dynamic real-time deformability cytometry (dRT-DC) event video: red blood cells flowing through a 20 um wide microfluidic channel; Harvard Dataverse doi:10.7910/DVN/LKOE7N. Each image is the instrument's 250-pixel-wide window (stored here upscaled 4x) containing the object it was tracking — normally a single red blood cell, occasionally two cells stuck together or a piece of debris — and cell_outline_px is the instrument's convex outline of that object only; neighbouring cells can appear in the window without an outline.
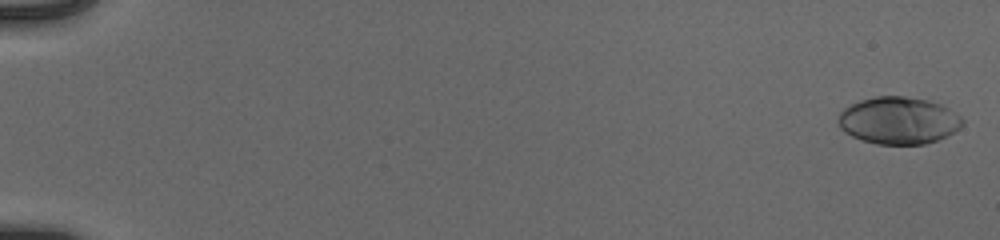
{"species": "human", "species_latin": "Homo sapiens", "temperature_condition": "cold", "stored_images_in_passage": 55, "camera_frame_rate_fps": 3000, "um_per_image_px": 0.085, "donor": {"sex": "male"}, "frame": {"image": 1, "passage_image": 2, "time_ms": 0.333, "image_size_px": [1000, 240], "cell_outline_px": [[964, 124], [948, 136], [924, 144], [876, 144], [860, 140], [844, 132], [840, 128], [840, 112], [844, 108], [860, 100], [876, 96], [904, 96], [928, 100], [940, 104], [948, 108], [960, 116], [964, 120]], "centroid_in_image_um": [76.39, 10.25], "position_along_channel_um": 8.6, "area_um2": 34.1}}
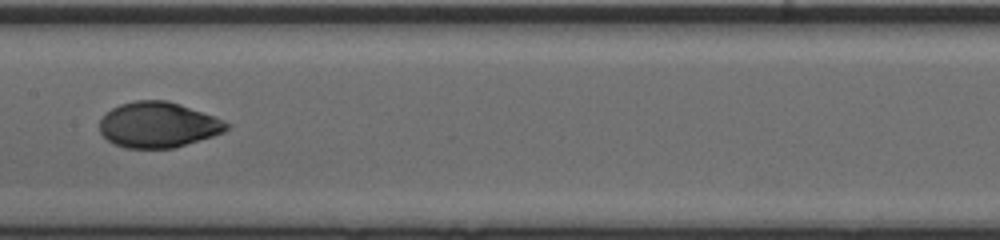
{"frame": {"image": 2, "passage_image": 31, "time_ms": 10.0, "image_size_px": [1000, 240], "cell_outline_px": [[228, 128], [224, 132], [212, 136], [172, 148], [124, 148], [112, 144], [100, 132], [100, 120], [112, 108], [120, 104], [136, 100], [168, 100], [180, 104], [224, 120], [228, 124]], "centroid_in_image_um": [13.42, 10.61], "position_along_channel_um": 194.0, "area_um2": 33.47}}
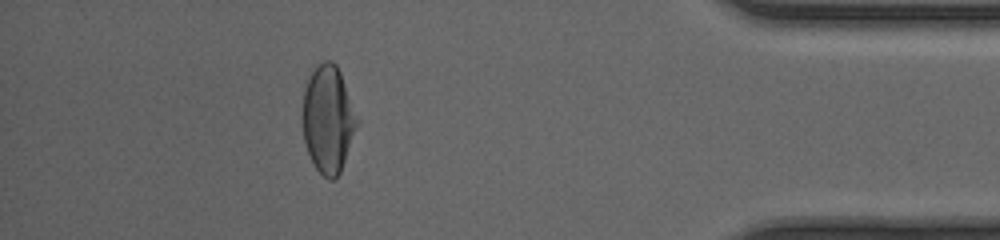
{"frame": {"image": 3, "passage_image": 50, "time_ms": 16.333, "image_size_px": [1000, 240], "cell_outline_px": [[360, 120], [340, 172], [336, 180], [328, 180], [316, 168], [308, 152], [304, 140], [304, 88], [312, 72], [324, 60], [332, 60], [336, 64], [340, 72]], "centroid_in_image_um": [27.93, 10.14], "position_along_channel_um": 407.3, "area_um2": 33.7}, "authors_computed_cell_mechanics": {"area_um2": 33.6396, "velocity_mm_per_s": 3.9648, "shape_relaxation_time_tau1_ms": 3.6543, "shape_relaxation_time_tau2_ms": 0.8902, "deformation_change_tau1": 0.1866, "deformation_change_tau2": 0.0396}}